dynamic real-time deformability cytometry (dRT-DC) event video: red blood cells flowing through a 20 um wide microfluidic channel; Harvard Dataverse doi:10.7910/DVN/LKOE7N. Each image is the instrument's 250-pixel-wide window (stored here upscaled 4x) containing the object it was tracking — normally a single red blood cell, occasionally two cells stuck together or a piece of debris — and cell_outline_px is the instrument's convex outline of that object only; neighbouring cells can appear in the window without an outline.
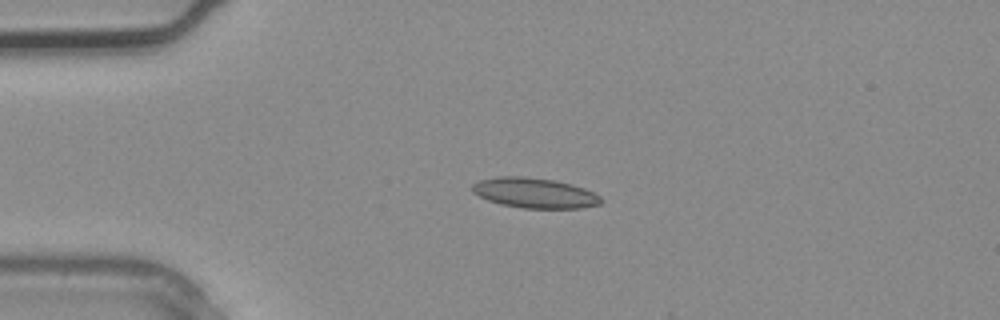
{"species": "common noctule bat (a hibernating species)", "species_latin": "Nyctalus noctula", "temperature_condition": "warm", "stored_images_in_passage": 2, "camera_frame_rate_fps": 3000, "um_per_image_px": 0.085, "animal": {"sex": "male", "body_mass_g": 20.4}, "frame": {"image": 1, "passage_image": 2, "time_ms": 0.333, "image_size_px": [1000, 320], "cell_outline_px": [[604, 200], [600, 204], [580, 208], [524, 208], [500, 204], [488, 200], [472, 192], [472, 184], [480, 180], [496, 176], [524, 176], [556, 180], [572, 184], [584, 188], [600, 196]], "centroid_in_image_um": [45.44, 16.39], "position_along_channel_um": 39.6, "area_um2": 22.72}}